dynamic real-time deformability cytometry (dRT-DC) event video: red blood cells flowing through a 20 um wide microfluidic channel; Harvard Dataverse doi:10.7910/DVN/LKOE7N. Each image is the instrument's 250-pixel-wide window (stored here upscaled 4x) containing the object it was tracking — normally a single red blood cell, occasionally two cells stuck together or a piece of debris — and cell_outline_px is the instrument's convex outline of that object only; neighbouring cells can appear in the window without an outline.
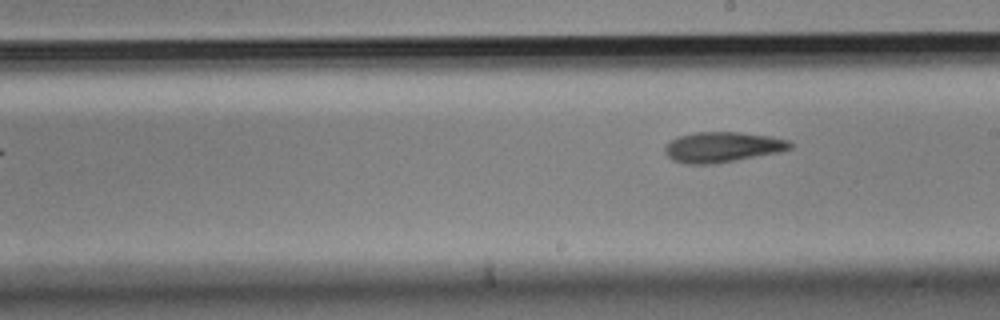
{"species": "Egyptian fruit bat (a non-hibernating species)", "species_latin": "Rousettus aegyptiacus", "temperature_condition": "cold", "stored_images_in_passage": 7, "segment_of_instrument_passage": [2, 2], "camera_frame_rate_fps": 3000, "um_per_image_px": 0.085, "animal": {"sex": "male"}, "frame": {"image": 1, "passage_image": 7, "time_ms": 2.0, "image_size_px": [1000, 320], "cell_outline_px": [[792, 148], [780, 152], [716, 164], [684, 164], [672, 160], [664, 152], [664, 148], [676, 136], [692, 132], [740, 132], [768, 136], [788, 140], [792, 144]], "centroid_in_image_um": [61.38, 12.51], "position_along_channel_um": 227.6, "area_um2": 22.31}}